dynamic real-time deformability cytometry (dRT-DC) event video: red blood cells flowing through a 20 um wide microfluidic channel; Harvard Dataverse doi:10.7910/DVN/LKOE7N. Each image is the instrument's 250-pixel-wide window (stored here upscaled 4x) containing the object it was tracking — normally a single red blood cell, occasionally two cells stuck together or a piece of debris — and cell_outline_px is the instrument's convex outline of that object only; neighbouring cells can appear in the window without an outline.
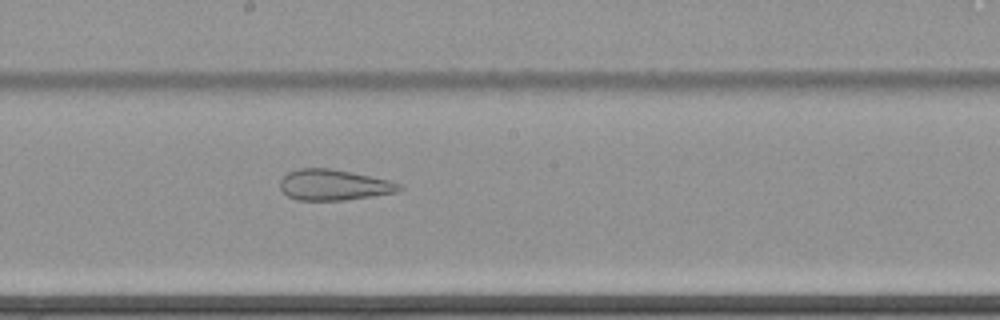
{"species": "common noctule bat (a hibernating species)", "species_latin": "Nyctalus noctula", "temperature_condition": "cold", "stored_images_in_passage": 62, "camera_frame_rate_fps": 3000, "um_per_image_px": 0.085, "animal": {"sex": "female", "body_mass_g": 22.7, "forearm_length_mm": 54.2}, "frame": {"image": 1, "passage_image": 36, "time_ms": 11.667, "image_size_px": [1000, 320], "cell_outline_px": [[404, 188], [396, 192], [372, 196], [344, 200], [296, 200], [288, 196], [280, 188], [280, 180], [288, 172], [300, 168], [328, 168], [352, 172], [372, 176], [388, 180], [400, 184]], "centroid_in_image_um": [28.37, 15.71], "position_along_channel_um": 219.8, "area_um2": 21.33}}
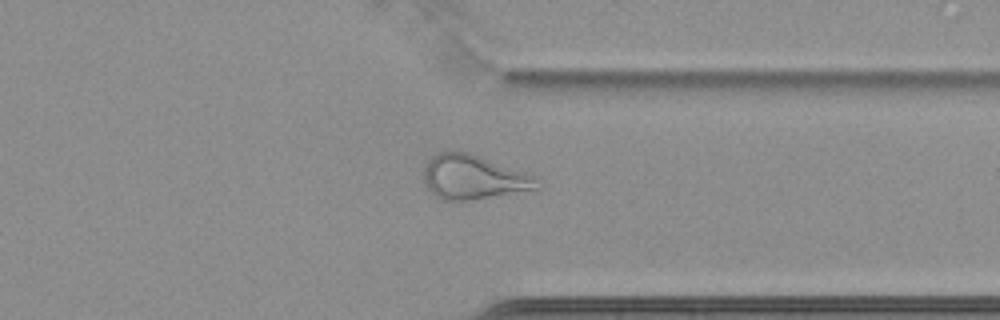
{"frame": {"image": 2, "passage_image": 49, "time_ms": 16.0, "image_size_px": [1000, 320], "cell_outline_px": [[544, 188], [472, 200], [440, 200], [428, 188], [424, 180], [424, 168], [428, 160], [432, 156], [440, 152], [452, 148], [468, 152], [524, 172], [532, 176]], "centroid_in_image_um": [40.22, 15.05], "position_along_channel_um": 371.2, "area_um2": 29.36}}
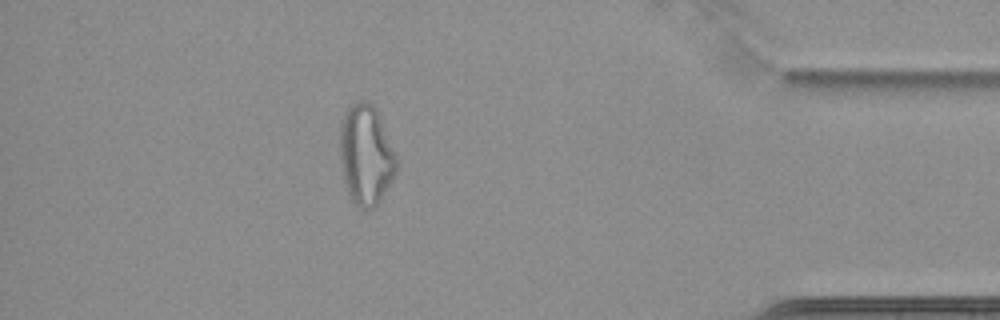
{"frame": {"image": 3, "passage_image": 55, "time_ms": 18.0, "image_size_px": [1000, 320], "cell_outline_px": [[396, 172], [392, 180], [380, 200], [372, 208], [360, 208], [348, 196], [344, 180], [340, 156], [340, 124], [344, 112], [348, 104], [356, 100], [364, 100], [372, 104], [376, 108], [396, 156]], "centroid_in_image_um": [31.07, 13.12], "position_along_channel_um": 404.1, "area_um2": 32.95}}